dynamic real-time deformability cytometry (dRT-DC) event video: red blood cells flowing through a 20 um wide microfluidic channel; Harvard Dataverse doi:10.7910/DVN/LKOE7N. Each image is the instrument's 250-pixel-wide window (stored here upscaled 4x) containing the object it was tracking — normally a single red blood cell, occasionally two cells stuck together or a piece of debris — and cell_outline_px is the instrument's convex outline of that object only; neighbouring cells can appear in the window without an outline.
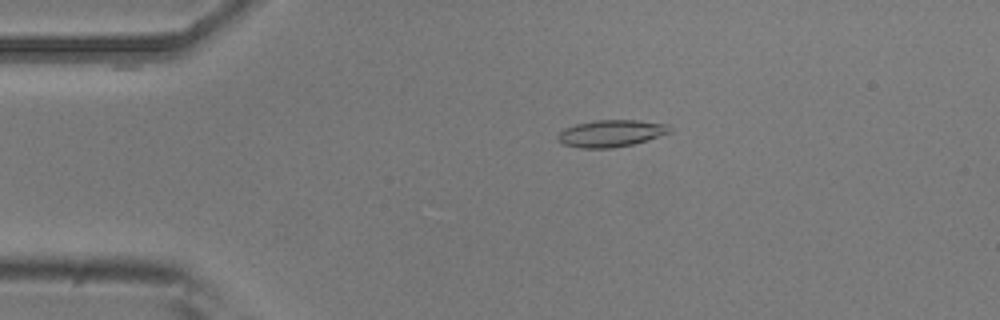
{"species": "common noctule bat (a hibernating species)", "species_latin": "Nyctalus noctula", "temperature_condition": "room temperature", "stored_images_in_passage": 6, "camera_frame_rate_fps": 3000, "um_per_image_px": 0.085, "animal": {"sex": "male", "body_mass_g": 20.5, "forearm_length_mm": 52.5}, "frame": {"image": 1, "passage_image": 1, "time_ms": 0.0, "image_size_px": [1000, 320], "cell_outline_px": [[672, 132], [648, 140], [632, 144], [612, 148], [580, 148], [564, 144], [556, 140], [556, 136], [564, 128], [576, 124], [596, 120], [640, 120], [668, 124], [672, 128]], "centroid_in_image_um": [51.96, 11.33], "position_along_channel_um": 33.0, "area_um2": 17.74}}
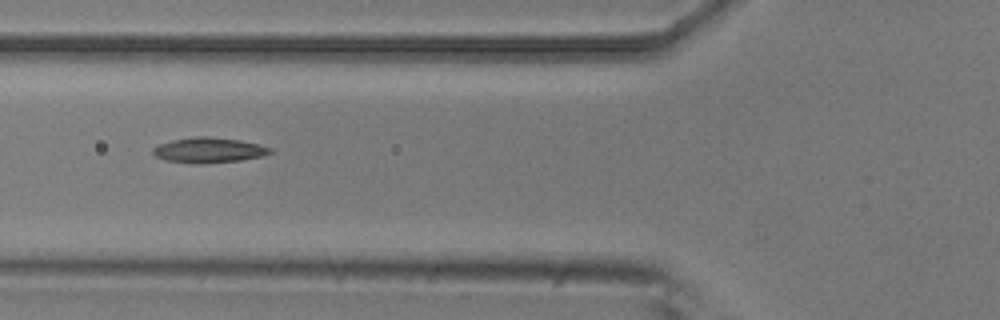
{"frame": {"image": 2, "passage_image": 3, "time_ms": 0.667, "image_size_px": [1000, 320], "cell_outline_px": [[272, 152], [264, 156], [240, 160], [204, 164], [196, 164], [168, 160], [156, 156], [152, 152], [152, 148], [160, 144], [172, 140], [196, 136], [208, 136], [240, 140], [260, 144], [272, 148]], "centroid_in_image_um": [17.78, 12.76], "position_along_channel_um": 108.0, "area_um2": 17.28}}
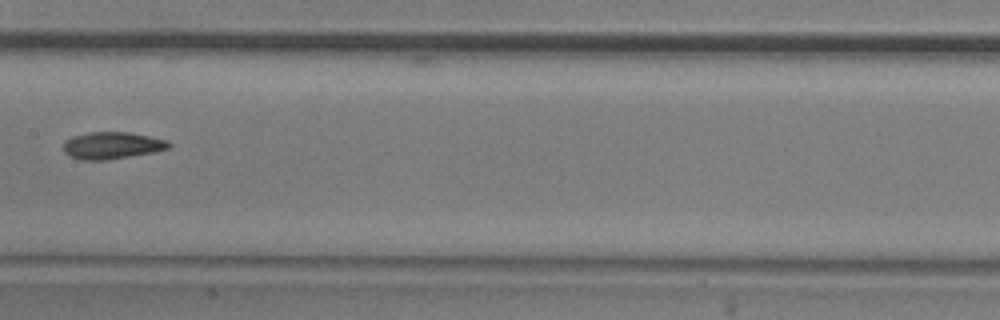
{"frame": {"image": 3, "passage_image": 5, "time_ms": 1.333, "image_size_px": [1000, 320], "cell_outline_px": [[172, 144], [168, 148], [152, 152], [104, 160], [80, 160], [68, 156], [64, 152], [64, 140], [72, 136], [88, 132], [128, 132], [168, 140]], "centroid_in_image_um": [9.47, 12.36], "position_along_channel_um": 197.9, "area_um2": 16.53}}